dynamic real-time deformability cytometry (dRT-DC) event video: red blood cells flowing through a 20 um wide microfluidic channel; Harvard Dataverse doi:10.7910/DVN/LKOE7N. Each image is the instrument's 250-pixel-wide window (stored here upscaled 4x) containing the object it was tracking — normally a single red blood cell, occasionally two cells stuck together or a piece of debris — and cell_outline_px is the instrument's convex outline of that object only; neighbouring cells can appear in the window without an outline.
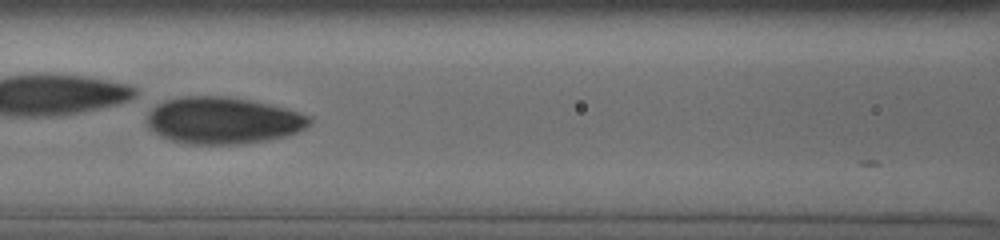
{"species": "human", "species_latin": "Homo sapiens", "temperature_condition": "cold", "stored_images_in_passage": 19, "camera_frame_rate_fps": 3000, "um_per_image_px": 0.085, "donor": {"sex": "male"}, "frame": {"image": 1, "passage_image": 13, "time_ms": 2.333, "image_size_px": [1000, 240], "cell_outline_px": [[312, 120], [304, 128], [288, 136], [268, 140], [244, 144], [188, 144], [172, 140], [160, 136], [148, 128], [148, 116], [152, 108], [164, 100], [184, 96], [228, 96], [248, 100], [284, 108], [312, 116]], "centroid_in_image_um": [18.95, 10.25], "position_along_channel_um": 147.7, "area_um2": 44.27}}